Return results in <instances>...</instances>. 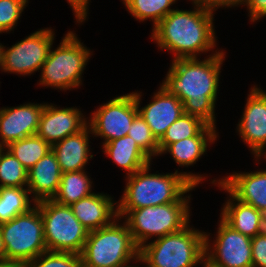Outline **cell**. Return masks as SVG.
I'll return each mask as SVG.
<instances>
[{"instance_id":"d6a6232c","label":"cell","mask_w":266,"mask_h":267,"mask_svg":"<svg viewBox=\"0 0 266 267\" xmlns=\"http://www.w3.org/2000/svg\"><path fill=\"white\" fill-rule=\"evenodd\" d=\"M251 251L253 267H266V236L251 238Z\"/></svg>"},{"instance_id":"44dd1931","label":"cell","mask_w":266,"mask_h":267,"mask_svg":"<svg viewBox=\"0 0 266 267\" xmlns=\"http://www.w3.org/2000/svg\"><path fill=\"white\" fill-rule=\"evenodd\" d=\"M102 148L107 157L126 171V176L134 174L152 161L128 135L102 144Z\"/></svg>"},{"instance_id":"f35d334b","label":"cell","mask_w":266,"mask_h":267,"mask_svg":"<svg viewBox=\"0 0 266 267\" xmlns=\"http://www.w3.org/2000/svg\"><path fill=\"white\" fill-rule=\"evenodd\" d=\"M6 260L5 245L0 233V261Z\"/></svg>"},{"instance_id":"8992f818","label":"cell","mask_w":266,"mask_h":267,"mask_svg":"<svg viewBox=\"0 0 266 267\" xmlns=\"http://www.w3.org/2000/svg\"><path fill=\"white\" fill-rule=\"evenodd\" d=\"M190 203L173 202L134 210H118L136 245L141 248L151 237L157 239L182 230L190 223Z\"/></svg>"},{"instance_id":"4fadbf2b","label":"cell","mask_w":266,"mask_h":267,"mask_svg":"<svg viewBox=\"0 0 266 267\" xmlns=\"http://www.w3.org/2000/svg\"><path fill=\"white\" fill-rule=\"evenodd\" d=\"M237 131L252 151L255 159H261L266 152V92L254 85L248 94L247 102Z\"/></svg>"},{"instance_id":"9c48e42d","label":"cell","mask_w":266,"mask_h":267,"mask_svg":"<svg viewBox=\"0 0 266 267\" xmlns=\"http://www.w3.org/2000/svg\"><path fill=\"white\" fill-rule=\"evenodd\" d=\"M28 212L17 215L0 224V233L5 245L6 260L19 261L25 265L47 251L43 219L35 205Z\"/></svg>"},{"instance_id":"7402d4cb","label":"cell","mask_w":266,"mask_h":267,"mask_svg":"<svg viewBox=\"0 0 266 267\" xmlns=\"http://www.w3.org/2000/svg\"><path fill=\"white\" fill-rule=\"evenodd\" d=\"M221 190L227 192L230 196L223 205L220 219L235 231L253 238L257 235L258 224L261 218L260 211L253 206L245 204L235 199L220 183L217 184Z\"/></svg>"},{"instance_id":"9a60e30c","label":"cell","mask_w":266,"mask_h":267,"mask_svg":"<svg viewBox=\"0 0 266 267\" xmlns=\"http://www.w3.org/2000/svg\"><path fill=\"white\" fill-rule=\"evenodd\" d=\"M87 125L88 120L80 109L60 108L46 103L36 135L52 146L65 137L83 130Z\"/></svg>"},{"instance_id":"277c9868","label":"cell","mask_w":266,"mask_h":267,"mask_svg":"<svg viewBox=\"0 0 266 267\" xmlns=\"http://www.w3.org/2000/svg\"><path fill=\"white\" fill-rule=\"evenodd\" d=\"M145 267H205V232L190 227L144 244L139 251Z\"/></svg>"},{"instance_id":"1f68e13d","label":"cell","mask_w":266,"mask_h":267,"mask_svg":"<svg viewBox=\"0 0 266 267\" xmlns=\"http://www.w3.org/2000/svg\"><path fill=\"white\" fill-rule=\"evenodd\" d=\"M28 0H0V33H8L17 25Z\"/></svg>"},{"instance_id":"2e32d148","label":"cell","mask_w":266,"mask_h":267,"mask_svg":"<svg viewBox=\"0 0 266 267\" xmlns=\"http://www.w3.org/2000/svg\"><path fill=\"white\" fill-rule=\"evenodd\" d=\"M45 104L26 103L0 109V146L36 135Z\"/></svg>"},{"instance_id":"ba28073f","label":"cell","mask_w":266,"mask_h":267,"mask_svg":"<svg viewBox=\"0 0 266 267\" xmlns=\"http://www.w3.org/2000/svg\"><path fill=\"white\" fill-rule=\"evenodd\" d=\"M43 219L47 251L81 254L89 231L74 216L70 206L52 199L36 202Z\"/></svg>"},{"instance_id":"52a82bcc","label":"cell","mask_w":266,"mask_h":267,"mask_svg":"<svg viewBox=\"0 0 266 267\" xmlns=\"http://www.w3.org/2000/svg\"><path fill=\"white\" fill-rule=\"evenodd\" d=\"M76 33L68 31L56 49L50 48L41 67L39 85L60 90H71L82 85V74L92 55Z\"/></svg>"},{"instance_id":"83f0119b","label":"cell","mask_w":266,"mask_h":267,"mask_svg":"<svg viewBox=\"0 0 266 267\" xmlns=\"http://www.w3.org/2000/svg\"><path fill=\"white\" fill-rule=\"evenodd\" d=\"M177 0H122L128 12L137 21H145L148 18L153 22V28L171 11L170 6Z\"/></svg>"},{"instance_id":"4dcf8cb0","label":"cell","mask_w":266,"mask_h":267,"mask_svg":"<svg viewBox=\"0 0 266 267\" xmlns=\"http://www.w3.org/2000/svg\"><path fill=\"white\" fill-rule=\"evenodd\" d=\"M26 267H82L81 256L69 252L45 251L30 260Z\"/></svg>"},{"instance_id":"60d3db41","label":"cell","mask_w":266,"mask_h":267,"mask_svg":"<svg viewBox=\"0 0 266 267\" xmlns=\"http://www.w3.org/2000/svg\"><path fill=\"white\" fill-rule=\"evenodd\" d=\"M130 263H131V262H129V263L123 265V266H120V267H139V266H132V265H130ZM128 264H129V265H128ZM142 267H143V266H142Z\"/></svg>"},{"instance_id":"7c38bea8","label":"cell","mask_w":266,"mask_h":267,"mask_svg":"<svg viewBox=\"0 0 266 267\" xmlns=\"http://www.w3.org/2000/svg\"><path fill=\"white\" fill-rule=\"evenodd\" d=\"M138 114L134 93L117 96L91 113L88 125L92 135L103 138V144L128 135Z\"/></svg>"},{"instance_id":"5bb4252c","label":"cell","mask_w":266,"mask_h":267,"mask_svg":"<svg viewBox=\"0 0 266 267\" xmlns=\"http://www.w3.org/2000/svg\"><path fill=\"white\" fill-rule=\"evenodd\" d=\"M133 93L138 113L158 141L166 133L167 128L184 113L181 100L177 96L171 95L161 84L158 91L154 93L152 101L141 108V92Z\"/></svg>"},{"instance_id":"f546056e","label":"cell","mask_w":266,"mask_h":267,"mask_svg":"<svg viewBox=\"0 0 266 267\" xmlns=\"http://www.w3.org/2000/svg\"><path fill=\"white\" fill-rule=\"evenodd\" d=\"M128 136L132 137L151 159L160 155L159 141L139 113L129 128Z\"/></svg>"},{"instance_id":"5b68a950","label":"cell","mask_w":266,"mask_h":267,"mask_svg":"<svg viewBox=\"0 0 266 267\" xmlns=\"http://www.w3.org/2000/svg\"><path fill=\"white\" fill-rule=\"evenodd\" d=\"M119 220L118 217L111 224L88 233L80 254L82 267H120L132 261L141 262L140 248L126 222L122 224Z\"/></svg>"},{"instance_id":"e0dca14e","label":"cell","mask_w":266,"mask_h":267,"mask_svg":"<svg viewBox=\"0 0 266 267\" xmlns=\"http://www.w3.org/2000/svg\"><path fill=\"white\" fill-rule=\"evenodd\" d=\"M212 183H220L235 199L259 211L266 208V170L235 172Z\"/></svg>"},{"instance_id":"6da1fadb","label":"cell","mask_w":266,"mask_h":267,"mask_svg":"<svg viewBox=\"0 0 266 267\" xmlns=\"http://www.w3.org/2000/svg\"><path fill=\"white\" fill-rule=\"evenodd\" d=\"M223 61V50H216L203 60L198 57L173 59L161 83L171 95L181 100L184 113L199 117L215 128L214 110Z\"/></svg>"},{"instance_id":"603a6c76","label":"cell","mask_w":266,"mask_h":267,"mask_svg":"<svg viewBox=\"0 0 266 267\" xmlns=\"http://www.w3.org/2000/svg\"><path fill=\"white\" fill-rule=\"evenodd\" d=\"M216 128L199 117L183 113L159 140L160 155L172 143L194 136H218Z\"/></svg>"},{"instance_id":"74e56055","label":"cell","mask_w":266,"mask_h":267,"mask_svg":"<svg viewBox=\"0 0 266 267\" xmlns=\"http://www.w3.org/2000/svg\"><path fill=\"white\" fill-rule=\"evenodd\" d=\"M0 267H26V265L19 261L3 260L0 261Z\"/></svg>"},{"instance_id":"8d00e7d4","label":"cell","mask_w":266,"mask_h":267,"mask_svg":"<svg viewBox=\"0 0 266 267\" xmlns=\"http://www.w3.org/2000/svg\"><path fill=\"white\" fill-rule=\"evenodd\" d=\"M260 216L257 234L266 236V208L260 210Z\"/></svg>"},{"instance_id":"ffe728a7","label":"cell","mask_w":266,"mask_h":267,"mask_svg":"<svg viewBox=\"0 0 266 267\" xmlns=\"http://www.w3.org/2000/svg\"><path fill=\"white\" fill-rule=\"evenodd\" d=\"M89 134H92V131L87 125L78 133L52 145L62 173L85 170L88 160L94 156L89 149Z\"/></svg>"},{"instance_id":"3957f363","label":"cell","mask_w":266,"mask_h":267,"mask_svg":"<svg viewBox=\"0 0 266 267\" xmlns=\"http://www.w3.org/2000/svg\"><path fill=\"white\" fill-rule=\"evenodd\" d=\"M151 165L126 176V186L123 195L118 200V210H134L147 206H156L173 202H190L192 191L206 178L191 172L166 174L150 173ZM186 197H185V196Z\"/></svg>"},{"instance_id":"484cf974","label":"cell","mask_w":266,"mask_h":267,"mask_svg":"<svg viewBox=\"0 0 266 267\" xmlns=\"http://www.w3.org/2000/svg\"><path fill=\"white\" fill-rule=\"evenodd\" d=\"M27 187L0 188V224L6 223L17 215L28 212L34 206Z\"/></svg>"},{"instance_id":"8fae6325","label":"cell","mask_w":266,"mask_h":267,"mask_svg":"<svg viewBox=\"0 0 266 267\" xmlns=\"http://www.w3.org/2000/svg\"><path fill=\"white\" fill-rule=\"evenodd\" d=\"M219 222L212 247L205 232V267H253L251 238Z\"/></svg>"},{"instance_id":"4316f807","label":"cell","mask_w":266,"mask_h":267,"mask_svg":"<svg viewBox=\"0 0 266 267\" xmlns=\"http://www.w3.org/2000/svg\"><path fill=\"white\" fill-rule=\"evenodd\" d=\"M27 169H31L43 158L52 146L37 135L13 141L5 147Z\"/></svg>"},{"instance_id":"d590c367","label":"cell","mask_w":266,"mask_h":267,"mask_svg":"<svg viewBox=\"0 0 266 267\" xmlns=\"http://www.w3.org/2000/svg\"><path fill=\"white\" fill-rule=\"evenodd\" d=\"M72 7L76 22L82 23L86 20L88 14L89 0H67Z\"/></svg>"},{"instance_id":"ac0fdd59","label":"cell","mask_w":266,"mask_h":267,"mask_svg":"<svg viewBox=\"0 0 266 267\" xmlns=\"http://www.w3.org/2000/svg\"><path fill=\"white\" fill-rule=\"evenodd\" d=\"M70 208L89 232L107 226L118 218L117 201L114 202L109 194L92 193L71 204Z\"/></svg>"},{"instance_id":"836d02e7","label":"cell","mask_w":266,"mask_h":267,"mask_svg":"<svg viewBox=\"0 0 266 267\" xmlns=\"http://www.w3.org/2000/svg\"><path fill=\"white\" fill-rule=\"evenodd\" d=\"M196 4L201 6L203 9H206L212 13L216 11L219 7H235L243 5L244 0H196Z\"/></svg>"},{"instance_id":"30bf717a","label":"cell","mask_w":266,"mask_h":267,"mask_svg":"<svg viewBox=\"0 0 266 267\" xmlns=\"http://www.w3.org/2000/svg\"><path fill=\"white\" fill-rule=\"evenodd\" d=\"M54 35L51 28L40 29L11 48L2 46V72L27 76L39 71L53 46Z\"/></svg>"},{"instance_id":"d4e9b609","label":"cell","mask_w":266,"mask_h":267,"mask_svg":"<svg viewBox=\"0 0 266 267\" xmlns=\"http://www.w3.org/2000/svg\"><path fill=\"white\" fill-rule=\"evenodd\" d=\"M217 140V136H194L170 144L161 154L169 153L179 166H192L204 153L207 147Z\"/></svg>"},{"instance_id":"e575fe53","label":"cell","mask_w":266,"mask_h":267,"mask_svg":"<svg viewBox=\"0 0 266 267\" xmlns=\"http://www.w3.org/2000/svg\"><path fill=\"white\" fill-rule=\"evenodd\" d=\"M243 5L249 10L251 22H256L266 16V0H244Z\"/></svg>"},{"instance_id":"d6986e66","label":"cell","mask_w":266,"mask_h":267,"mask_svg":"<svg viewBox=\"0 0 266 267\" xmlns=\"http://www.w3.org/2000/svg\"><path fill=\"white\" fill-rule=\"evenodd\" d=\"M62 171L51 150L28 170L27 188L36 202L53 199L61 181Z\"/></svg>"},{"instance_id":"f1b7e54d","label":"cell","mask_w":266,"mask_h":267,"mask_svg":"<svg viewBox=\"0 0 266 267\" xmlns=\"http://www.w3.org/2000/svg\"><path fill=\"white\" fill-rule=\"evenodd\" d=\"M28 170L6 148L0 151V188L27 187Z\"/></svg>"},{"instance_id":"7a4b0ae2","label":"cell","mask_w":266,"mask_h":267,"mask_svg":"<svg viewBox=\"0 0 266 267\" xmlns=\"http://www.w3.org/2000/svg\"><path fill=\"white\" fill-rule=\"evenodd\" d=\"M192 3L194 10L174 9L152 29L151 39L174 59L197 58L216 47L214 13Z\"/></svg>"},{"instance_id":"cb8c5ba5","label":"cell","mask_w":266,"mask_h":267,"mask_svg":"<svg viewBox=\"0 0 266 267\" xmlns=\"http://www.w3.org/2000/svg\"><path fill=\"white\" fill-rule=\"evenodd\" d=\"M92 193V181L85 170L64 172L61 176L58 191L52 200L68 205L79 201Z\"/></svg>"},{"instance_id":"ab89813d","label":"cell","mask_w":266,"mask_h":267,"mask_svg":"<svg viewBox=\"0 0 266 267\" xmlns=\"http://www.w3.org/2000/svg\"><path fill=\"white\" fill-rule=\"evenodd\" d=\"M2 46L3 45L0 43V69H1Z\"/></svg>"}]
</instances>
